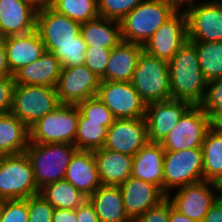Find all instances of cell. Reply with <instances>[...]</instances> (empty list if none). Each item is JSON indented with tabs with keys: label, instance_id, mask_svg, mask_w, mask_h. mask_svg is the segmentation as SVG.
Wrapping results in <instances>:
<instances>
[{
	"label": "cell",
	"instance_id": "cell-1",
	"mask_svg": "<svg viewBox=\"0 0 222 222\" xmlns=\"http://www.w3.org/2000/svg\"><path fill=\"white\" fill-rule=\"evenodd\" d=\"M171 99L184 100L191 105H201L207 81L201 72L195 46L187 41L168 61Z\"/></svg>",
	"mask_w": 222,
	"mask_h": 222
},
{
	"label": "cell",
	"instance_id": "cell-2",
	"mask_svg": "<svg viewBox=\"0 0 222 222\" xmlns=\"http://www.w3.org/2000/svg\"><path fill=\"white\" fill-rule=\"evenodd\" d=\"M176 11L168 0H143L119 21L122 40L144 45Z\"/></svg>",
	"mask_w": 222,
	"mask_h": 222
},
{
	"label": "cell",
	"instance_id": "cell-3",
	"mask_svg": "<svg viewBox=\"0 0 222 222\" xmlns=\"http://www.w3.org/2000/svg\"><path fill=\"white\" fill-rule=\"evenodd\" d=\"M77 150L74 144L29 143L25 153L29 157L38 189L63 180L71 156Z\"/></svg>",
	"mask_w": 222,
	"mask_h": 222
},
{
	"label": "cell",
	"instance_id": "cell-4",
	"mask_svg": "<svg viewBox=\"0 0 222 222\" xmlns=\"http://www.w3.org/2000/svg\"><path fill=\"white\" fill-rule=\"evenodd\" d=\"M131 83L147 104L171 99L168 61L142 51Z\"/></svg>",
	"mask_w": 222,
	"mask_h": 222
},
{
	"label": "cell",
	"instance_id": "cell-5",
	"mask_svg": "<svg viewBox=\"0 0 222 222\" xmlns=\"http://www.w3.org/2000/svg\"><path fill=\"white\" fill-rule=\"evenodd\" d=\"M78 118L77 105L60 104L54 111L39 119L29 128V143L75 145Z\"/></svg>",
	"mask_w": 222,
	"mask_h": 222
},
{
	"label": "cell",
	"instance_id": "cell-6",
	"mask_svg": "<svg viewBox=\"0 0 222 222\" xmlns=\"http://www.w3.org/2000/svg\"><path fill=\"white\" fill-rule=\"evenodd\" d=\"M39 192L26 153L0 156V201L27 199Z\"/></svg>",
	"mask_w": 222,
	"mask_h": 222
},
{
	"label": "cell",
	"instance_id": "cell-7",
	"mask_svg": "<svg viewBox=\"0 0 222 222\" xmlns=\"http://www.w3.org/2000/svg\"><path fill=\"white\" fill-rule=\"evenodd\" d=\"M60 104L56 87L15 84L11 113L30 128Z\"/></svg>",
	"mask_w": 222,
	"mask_h": 222
},
{
	"label": "cell",
	"instance_id": "cell-8",
	"mask_svg": "<svg viewBox=\"0 0 222 222\" xmlns=\"http://www.w3.org/2000/svg\"><path fill=\"white\" fill-rule=\"evenodd\" d=\"M203 181V154L201 148L180 151L164 150L163 193Z\"/></svg>",
	"mask_w": 222,
	"mask_h": 222
},
{
	"label": "cell",
	"instance_id": "cell-9",
	"mask_svg": "<svg viewBox=\"0 0 222 222\" xmlns=\"http://www.w3.org/2000/svg\"><path fill=\"white\" fill-rule=\"evenodd\" d=\"M211 127L212 122L202 107L192 105L160 144L164 150L169 151L201 148Z\"/></svg>",
	"mask_w": 222,
	"mask_h": 222
},
{
	"label": "cell",
	"instance_id": "cell-10",
	"mask_svg": "<svg viewBox=\"0 0 222 222\" xmlns=\"http://www.w3.org/2000/svg\"><path fill=\"white\" fill-rule=\"evenodd\" d=\"M96 97L115 119L145 118L146 103L131 82L100 81Z\"/></svg>",
	"mask_w": 222,
	"mask_h": 222
},
{
	"label": "cell",
	"instance_id": "cell-11",
	"mask_svg": "<svg viewBox=\"0 0 222 222\" xmlns=\"http://www.w3.org/2000/svg\"><path fill=\"white\" fill-rule=\"evenodd\" d=\"M183 10L188 41L222 42V0L198 2Z\"/></svg>",
	"mask_w": 222,
	"mask_h": 222
},
{
	"label": "cell",
	"instance_id": "cell-12",
	"mask_svg": "<svg viewBox=\"0 0 222 222\" xmlns=\"http://www.w3.org/2000/svg\"><path fill=\"white\" fill-rule=\"evenodd\" d=\"M188 41L187 18L184 10H177L143 45L144 51L169 61Z\"/></svg>",
	"mask_w": 222,
	"mask_h": 222
},
{
	"label": "cell",
	"instance_id": "cell-13",
	"mask_svg": "<svg viewBox=\"0 0 222 222\" xmlns=\"http://www.w3.org/2000/svg\"><path fill=\"white\" fill-rule=\"evenodd\" d=\"M215 182L200 181L194 184L185 185L176 189V193L172 196L167 195V199L172 206L186 215L190 219L202 222L211 206L218 199ZM173 197V198H172Z\"/></svg>",
	"mask_w": 222,
	"mask_h": 222
},
{
	"label": "cell",
	"instance_id": "cell-14",
	"mask_svg": "<svg viewBox=\"0 0 222 222\" xmlns=\"http://www.w3.org/2000/svg\"><path fill=\"white\" fill-rule=\"evenodd\" d=\"M100 79L84 64L62 68L56 90L61 104L77 105L95 97Z\"/></svg>",
	"mask_w": 222,
	"mask_h": 222
},
{
	"label": "cell",
	"instance_id": "cell-15",
	"mask_svg": "<svg viewBox=\"0 0 222 222\" xmlns=\"http://www.w3.org/2000/svg\"><path fill=\"white\" fill-rule=\"evenodd\" d=\"M148 142L145 118L115 119L107 129L103 148L134 156Z\"/></svg>",
	"mask_w": 222,
	"mask_h": 222
},
{
	"label": "cell",
	"instance_id": "cell-16",
	"mask_svg": "<svg viewBox=\"0 0 222 222\" xmlns=\"http://www.w3.org/2000/svg\"><path fill=\"white\" fill-rule=\"evenodd\" d=\"M192 105L184 100L169 99L146 105L148 140L161 143Z\"/></svg>",
	"mask_w": 222,
	"mask_h": 222
},
{
	"label": "cell",
	"instance_id": "cell-17",
	"mask_svg": "<svg viewBox=\"0 0 222 222\" xmlns=\"http://www.w3.org/2000/svg\"><path fill=\"white\" fill-rule=\"evenodd\" d=\"M81 23L58 13L51 6L37 11L36 30L43 44H68L76 41Z\"/></svg>",
	"mask_w": 222,
	"mask_h": 222
},
{
	"label": "cell",
	"instance_id": "cell-18",
	"mask_svg": "<svg viewBox=\"0 0 222 222\" xmlns=\"http://www.w3.org/2000/svg\"><path fill=\"white\" fill-rule=\"evenodd\" d=\"M119 188L125 212L132 221L166 198L157 186L132 176L119 185Z\"/></svg>",
	"mask_w": 222,
	"mask_h": 222
},
{
	"label": "cell",
	"instance_id": "cell-19",
	"mask_svg": "<svg viewBox=\"0 0 222 222\" xmlns=\"http://www.w3.org/2000/svg\"><path fill=\"white\" fill-rule=\"evenodd\" d=\"M4 43L7 63L12 76L46 52L45 45L36 29L27 34L5 37Z\"/></svg>",
	"mask_w": 222,
	"mask_h": 222
},
{
	"label": "cell",
	"instance_id": "cell-20",
	"mask_svg": "<svg viewBox=\"0 0 222 222\" xmlns=\"http://www.w3.org/2000/svg\"><path fill=\"white\" fill-rule=\"evenodd\" d=\"M37 10L23 0H0V30L4 37L36 29Z\"/></svg>",
	"mask_w": 222,
	"mask_h": 222
},
{
	"label": "cell",
	"instance_id": "cell-21",
	"mask_svg": "<svg viewBox=\"0 0 222 222\" xmlns=\"http://www.w3.org/2000/svg\"><path fill=\"white\" fill-rule=\"evenodd\" d=\"M64 179L85 196L92 195L102 185L93 151L76 150L71 156Z\"/></svg>",
	"mask_w": 222,
	"mask_h": 222
},
{
	"label": "cell",
	"instance_id": "cell-22",
	"mask_svg": "<svg viewBox=\"0 0 222 222\" xmlns=\"http://www.w3.org/2000/svg\"><path fill=\"white\" fill-rule=\"evenodd\" d=\"M143 45L122 41L112 48L105 74L100 81L131 82Z\"/></svg>",
	"mask_w": 222,
	"mask_h": 222
},
{
	"label": "cell",
	"instance_id": "cell-23",
	"mask_svg": "<svg viewBox=\"0 0 222 222\" xmlns=\"http://www.w3.org/2000/svg\"><path fill=\"white\" fill-rule=\"evenodd\" d=\"M62 66L52 52L46 51L33 63L19 69L14 75L15 84L56 87Z\"/></svg>",
	"mask_w": 222,
	"mask_h": 222
},
{
	"label": "cell",
	"instance_id": "cell-24",
	"mask_svg": "<svg viewBox=\"0 0 222 222\" xmlns=\"http://www.w3.org/2000/svg\"><path fill=\"white\" fill-rule=\"evenodd\" d=\"M164 149L148 142L134 156L131 176L157 186L163 192Z\"/></svg>",
	"mask_w": 222,
	"mask_h": 222
},
{
	"label": "cell",
	"instance_id": "cell-25",
	"mask_svg": "<svg viewBox=\"0 0 222 222\" xmlns=\"http://www.w3.org/2000/svg\"><path fill=\"white\" fill-rule=\"evenodd\" d=\"M102 185L119 186L132 174L133 156L105 148L93 151Z\"/></svg>",
	"mask_w": 222,
	"mask_h": 222
},
{
	"label": "cell",
	"instance_id": "cell-26",
	"mask_svg": "<svg viewBox=\"0 0 222 222\" xmlns=\"http://www.w3.org/2000/svg\"><path fill=\"white\" fill-rule=\"evenodd\" d=\"M100 222H133L125 212L119 186L101 185L88 197Z\"/></svg>",
	"mask_w": 222,
	"mask_h": 222
},
{
	"label": "cell",
	"instance_id": "cell-27",
	"mask_svg": "<svg viewBox=\"0 0 222 222\" xmlns=\"http://www.w3.org/2000/svg\"><path fill=\"white\" fill-rule=\"evenodd\" d=\"M30 142L29 127L11 112L0 115V156L25 153Z\"/></svg>",
	"mask_w": 222,
	"mask_h": 222
},
{
	"label": "cell",
	"instance_id": "cell-28",
	"mask_svg": "<svg viewBox=\"0 0 222 222\" xmlns=\"http://www.w3.org/2000/svg\"><path fill=\"white\" fill-rule=\"evenodd\" d=\"M80 34L87 46L112 49L123 41L120 22L100 16L82 23Z\"/></svg>",
	"mask_w": 222,
	"mask_h": 222
},
{
	"label": "cell",
	"instance_id": "cell-29",
	"mask_svg": "<svg viewBox=\"0 0 222 222\" xmlns=\"http://www.w3.org/2000/svg\"><path fill=\"white\" fill-rule=\"evenodd\" d=\"M203 180L215 182L222 176V132L213 126L203 140Z\"/></svg>",
	"mask_w": 222,
	"mask_h": 222
},
{
	"label": "cell",
	"instance_id": "cell-30",
	"mask_svg": "<svg viewBox=\"0 0 222 222\" xmlns=\"http://www.w3.org/2000/svg\"><path fill=\"white\" fill-rule=\"evenodd\" d=\"M41 194L54 209H76L88 197L65 179L45 185L40 189Z\"/></svg>",
	"mask_w": 222,
	"mask_h": 222
},
{
	"label": "cell",
	"instance_id": "cell-31",
	"mask_svg": "<svg viewBox=\"0 0 222 222\" xmlns=\"http://www.w3.org/2000/svg\"><path fill=\"white\" fill-rule=\"evenodd\" d=\"M198 54L201 72L207 82L222 77V42L190 41Z\"/></svg>",
	"mask_w": 222,
	"mask_h": 222
},
{
	"label": "cell",
	"instance_id": "cell-32",
	"mask_svg": "<svg viewBox=\"0 0 222 222\" xmlns=\"http://www.w3.org/2000/svg\"><path fill=\"white\" fill-rule=\"evenodd\" d=\"M107 128L103 122L89 121L79 112L75 146L77 150L94 151L104 146Z\"/></svg>",
	"mask_w": 222,
	"mask_h": 222
},
{
	"label": "cell",
	"instance_id": "cell-33",
	"mask_svg": "<svg viewBox=\"0 0 222 222\" xmlns=\"http://www.w3.org/2000/svg\"><path fill=\"white\" fill-rule=\"evenodd\" d=\"M51 7L81 24L99 16L97 0H52Z\"/></svg>",
	"mask_w": 222,
	"mask_h": 222
},
{
	"label": "cell",
	"instance_id": "cell-34",
	"mask_svg": "<svg viewBox=\"0 0 222 222\" xmlns=\"http://www.w3.org/2000/svg\"><path fill=\"white\" fill-rule=\"evenodd\" d=\"M46 51L52 52L60 61L62 68L79 66L85 63L87 44L82 35L76 36V41L68 44H44Z\"/></svg>",
	"mask_w": 222,
	"mask_h": 222
},
{
	"label": "cell",
	"instance_id": "cell-35",
	"mask_svg": "<svg viewBox=\"0 0 222 222\" xmlns=\"http://www.w3.org/2000/svg\"><path fill=\"white\" fill-rule=\"evenodd\" d=\"M79 112L89 121L103 122L107 129L114 123L112 112L96 96L77 104Z\"/></svg>",
	"mask_w": 222,
	"mask_h": 222
},
{
	"label": "cell",
	"instance_id": "cell-36",
	"mask_svg": "<svg viewBox=\"0 0 222 222\" xmlns=\"http://www.w3.org/2000/svg\"><path fill=\"white\" fill-rule=\"evenodd\" d=\"M143 0H97L100 17L120 21Z\"/></svg>",
	"mask_w": 222,
	"mask_h": 222
},
{
	"label": "cell",
	"instance_id": "cell-37",
	"mask_svg": "<svg viewBox=\"0 0 222 222\" xmlns=\"http://www.w3.org/2000/svg\"><path fill=\"white\" fill-rule=\"evenodd\" d=\"M200 106L211 122L222 113V77L207 83L206 95Z\"/></svg>",
	"mask_w": 222,
	"mask_h": 222
},
{
	"label": "cell",
	"instance_id": "cell-38",
	"mask_svg": "<svg viewBox=\"0 0 222 222\" xmlns=\"http://www.w3.org/2000/svg\"><path fill=\"white\" fill-rule=\"evenodd\" d=\"M28 198L0 201V222H29Z\"/></svg>",
	"mask_w": 222,
	"mask_h": 222
},
{
	"label": "cell",
	"instance_id": "cell-39",
	"mask_svg": "<svg viewBox=\"0 0 222 222\" xmlns=\"http://www.w3.org/2000/svg\"><path fill=\"white\" fill-rule=\"evenodd\" d=\"M111 50L109 48L87 46L84 65L99 79L105 74Z\"/></svg>",
	"mask_w": 222,
	"mask_h": 222
},
{
	"label": "cell",
	"instance_id": "cell-40",
	"mask_svg": "<svg viewBox=\"0 0 222 222\" xmlns=\"http://www.w3.org/2000/svg\"><path fill=\"white\" fill-rule=\"evenodd\" d=\"M54 207L41 195L28 198L29 222H52Z\"/></svg>",
	"mask_w": 222,
	"mask_h": 222
},
{
	"label": "cell",
	"instance_id": "cell-41",
	"mask_svg": "<svg viewBox=\"0 0 222 222\" xmlns=\"http://www.w3.org/2000/svg\"><path fill=\"white\" fill-rule=\"evenodd\" d=\"M133 222H169V200L167 197L157 206L149 208Z\"/></svg>",
	"mask_w": 222,
	"mask_h": 222
},
{
	"label": "cell",
	"instance_id": "cell-42",
	"mask_svg": "<svg viewBox=\"0 0 222 222\" xmlns=\"http://www.w3.org/2000/svg\"><path fill=\"white\" fill-rule=\"evenodd\" d=\"M14 87L13 76L0 78V115L11 112Z\"/></svg>",
	"mask_w": 222,
	"mask_h": 222
},
{
	"label": "cell",
	"instance_id": "cell-43",
	"mask_svg": "<svg viewBox=\"0 0 222 222\" xmlns=\"http://www.w3.org/2000/svg\"><path fill=\"white\" fill-rule=\"evenodd\" d=\"M76 217L77 222H100L94 206L88 199L76 208Z\"/></svg>",
	"mask_w": 222,
	"mask_h": 222
},
{
	"label": "cell",
	"instance_id": "cell-44",
	"mask_svg": "<svg viewBox=\"0 0 222 222\" xmlns=\"http://www.w3.org/2000/svg\"><path fill=\"white\" fill-rule=\"evenodd\" d=\"M52 222H77L76 209H54Z\"/></svg>",
	"mask_w": 222,
	"mask_h": 222
},
{
	"label": "cell",
	"instance_id": "cell-45",
	"mask_svg": "<svg viewBox=\"0 0 222 222\" xmlns=\"http://www.w3.org/2000/svg\"><path fill=\"white\" fill-rule=\"evenodd\" d=\"M202 222H222V200L217 199Z\"/></svg>",
	"mask_w": 222,
	"mask_h": 222
},
{
	"label": "cell",
	"instance_id": "cell-46",
	"mask_svg": "<svg viewBox=\"0 0 222 222\" xmlns=\"http://www.w3.org/2000/svg\"><path fill=\"white\" fill-rule=\"evenodd\" d=\"M12 74L10 73L4 40H0V78L10 77Z\"/></svg>",
	"mask_w": 222,
	"mask_h": 222
},
{
	"label": "cell",
	"instance_id": "cell-47",
	"mask_svg": "<svg viewBox=\"0 0 222 222\" xmlns=\"http://www.w3.org/2000/svg\"><path fill=\"white\" fill-rule=\"evenodd\" d=\"M169 222H198L176 210L169 201Z\"/></svg>",
	"mask_w": 222,
	"mask_h": 222
},
{
	"label": "cell",
	"instance_id": "cell-48",
	"mask_svg": "<svg viewBox=\"0 0 222 222\" xmlns=\"http://www.w3.org/2000/svg\"><path fill=\"white\" fill-rule=\"evenodd\" d=\"M23 1L30 4L37 11L47 8L52 4V0H23Z\"/></svg>",
	"mask_w": 222,
	"mask_h": 222
},
{
	"label": "cell",
	"instance_id": "cell-49",
	"mask_svg": "<svg viewBox=\"0 0 222 222\" xmlns=\"http://www.w3.org/2000/svg\"><path fill=\"white\" fill-rule=\"evenodd\" d=\"M177 10H182L181 7L185 5V7L192 6L198 2H195L194 0H168Z\"/></svg>",
	"mask_w": 222,
	"mask_h": 222
},
{
	"label": "cell",
	"instance_id": "cell-50",
	"mask_svg": "<svg viewBox=\"0 0 222 222\" xmlns=\"http://www.w3.org/2000/svg\"><path fill=\"white\" fill-rule=\"evenodd\" d=\"M212 126L222 132V113L212 122Z\"/></svg>",
	"mask_w": 222,
	"mask_h": 222
},
{
	"label": "cell",
	"instance_id": "cell-51",
	"mask_svg": "<svg viewBox=\"0 0 222 222\" xmlns=\"http://www.w3.org/2000/svg\"><path fill=\"white\" fill-rule=\"evenodd\" d=\"M215 185L217 188V195H218V199L222 200V176L219 177L216 181H215Z\"/></svg>",
	"mask_w": 222,
	"mask_h": 222
},
{
	"label": "cell",
	"instance_id": "cell-52",
	"mask_svg": "<svg viewBox=\"0 0 222 222\" xmlns=\"http://www.w3.org/2000/svg\"><path fill=\"white\" fill-rule=\"evenodd\" d=\"M4 36H3V34H2V32H1V30H0V40H4Z\"/></svg>",
	"mask_w": 222,
	"mask_h": 222
}]
</instances>
